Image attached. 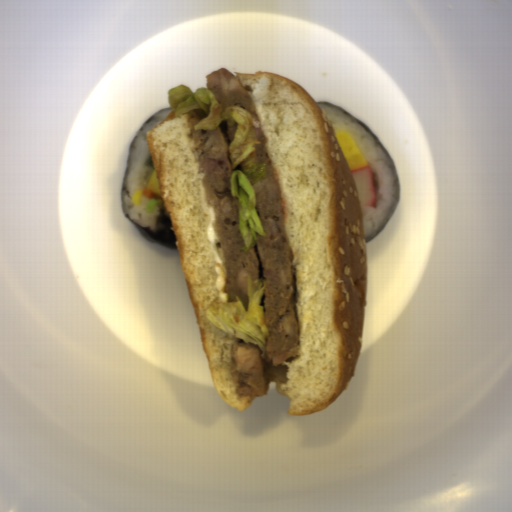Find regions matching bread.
Segmentation results:
<instances>
[{"instance_id": "8d2b1439", "label": "bread", "mask_w": 512, "mask_h": 512, "mask_svg": "<svg viewBox=\"0 0 512 512\" xmlns=\"http://www.w3.org/2000/svg\"><path fill=\"white\" fill-rule=\"evenodd\" d=\"M234 74L259 119L292 250L300 354L275 386L290 398L287 416L313 415L348 390L363 349L364 205L334 125L311 94L272 72Z\"/></svg>"}, {"instance_id": "cb027b5d", "label": "bread", "mask_w": 512, "mask_h": 512, "mask_svg": "<svg viewBox=\"0 0 512 512\" xmlns=\"http://www.w3.org/2000/svg\"><path fill=\"white\" fill-rule=\"evenodd\" d=\"M187 113L176 117L175 109L147 131L146 142L158 182L160 197L168 213L171 230L195 322L199 328L201 349L206 357L212 385L230 408L242 411L251 397H240L232 373L235 337L216 327L206 312L220 293L214 251L206 237L210 216L206 173H198L193 140L188 136Z\"/></svg>"}]
</instances>
